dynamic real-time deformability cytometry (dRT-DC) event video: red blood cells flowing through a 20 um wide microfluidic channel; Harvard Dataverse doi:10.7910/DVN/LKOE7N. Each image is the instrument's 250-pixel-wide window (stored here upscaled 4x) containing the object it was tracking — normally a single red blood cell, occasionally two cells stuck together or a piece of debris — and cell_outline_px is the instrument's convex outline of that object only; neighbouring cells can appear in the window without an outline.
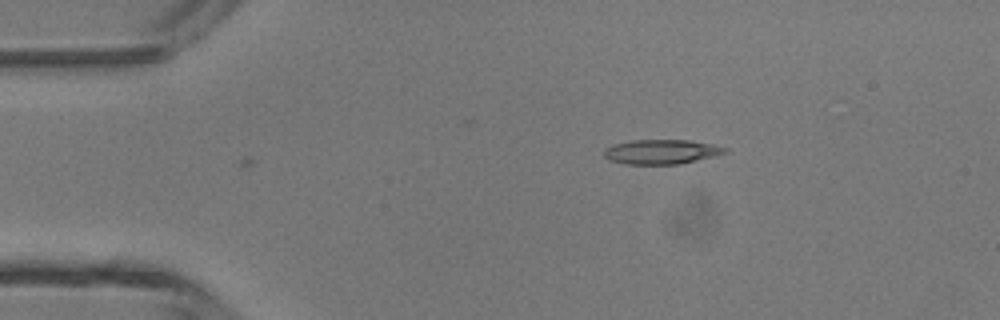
{"species": "common noctule bat (a hibernating species)", "species_latin": "Nyctalus noctula", "temperature_condition": "room temperature", "stored_images_in_passage": 3, "camera_frame_rate_fps": 3000, "um_per_image_px": 0.085, "animal": {"sex": "male", "body_mass_g": 13.3}, "frame": {"image": 1, "passage_image": 3, "time_ms": 0.667, "image_size_px": [1000, 320], "cell_outline_px": [[728, 152], [716, 156], [680, 164], [624, 164], [608, 160], [604, 156], [604, 148], [612, 144], [632, 140], [688, 140], [712, 144], [728, 148]], "centroid_in_image_um": [56.21, 12.9], "position_along_channel_um": 28.8, "area_um2": 17.51}}